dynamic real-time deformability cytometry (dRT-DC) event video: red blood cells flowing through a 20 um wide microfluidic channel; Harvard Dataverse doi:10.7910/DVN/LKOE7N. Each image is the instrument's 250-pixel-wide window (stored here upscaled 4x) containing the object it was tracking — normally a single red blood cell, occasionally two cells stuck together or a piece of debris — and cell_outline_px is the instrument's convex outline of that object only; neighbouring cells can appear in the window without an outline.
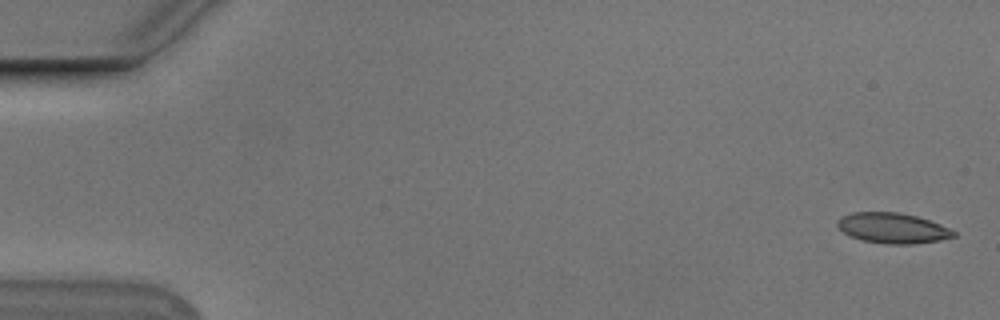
{"species": "Egyptian fruit bat (a non-hibernating species)", "species_latin": "Rousettus aegyptiacus", "temperature_condition": "cold", "stored_images_in_passage": 53, "camera_frame_rate_fps": 3000, "um_per_image_px": 0.085, "animal": {"sex": "male"}, "frame": {"image": 1, "passage_image": 1, "time_ms": 0.0, "image_size_px": [1000, 320], "cell_outline_px": [[956, 236], [940, 240], [912, 244], [888, 244], [860, 240], [848, 236], [836, 224], [836, 220], [840, 216], [852, 212], [896, 212], [916, 216], [940, 224], [956, 232]], "centroid_in_image_um": [75.83, 19.39], "position_along_channel_um": 9.2, "area_um2": 20.63}}
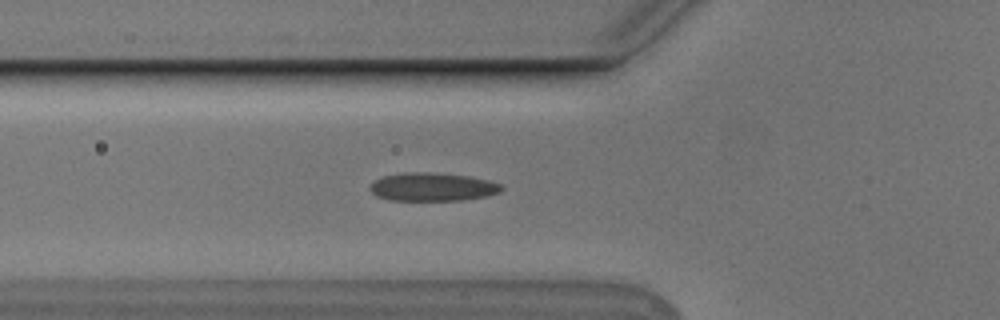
{"frame": {"image": 2, "passage_image": 19, "time_ms": 6.0, "image_size_px": [1000, 320], "cell_outline_px": [[504, 188], [500, 192], [488, 196], [464, 200], [388, 200], [376, 196], [368, 188], [376, 180], [384, 176], [404, 172], [428, 172], [468, 176], [488, 180], [500, 184]], "centroid_in_image_um": [36.77, 15.89], "position_along_channel_um": 89.0, "area_um2": 21.68}}
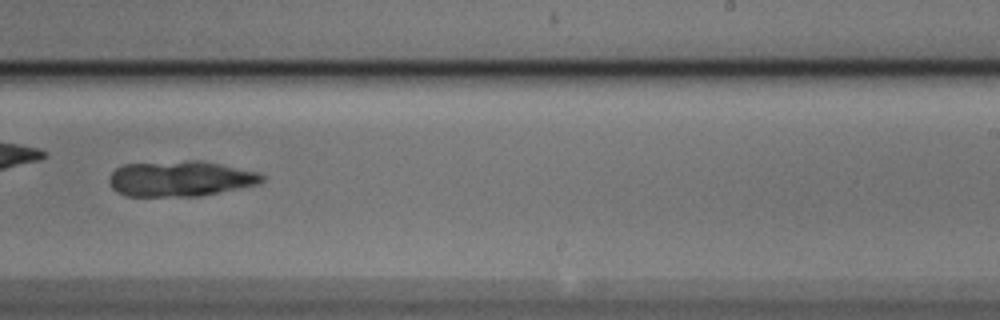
{"frame": {"image": 3, "passage_image": 33, "time_ms": 10.667, "image_size_px": [1000, 320], "cell_outline_px": [[264, 180], [260, 184], [200, 196], [124, 196], [116, 192], [112, 188], [108, 180], [108, 176], [116, 168], [124, 164], [184, 160], [200, 160], [260, 172], [264, 176]], "centroid_in_image_um": [15.32, 15.18], "position_along_channel_um": 273.7, "area_um2": 32.02}}